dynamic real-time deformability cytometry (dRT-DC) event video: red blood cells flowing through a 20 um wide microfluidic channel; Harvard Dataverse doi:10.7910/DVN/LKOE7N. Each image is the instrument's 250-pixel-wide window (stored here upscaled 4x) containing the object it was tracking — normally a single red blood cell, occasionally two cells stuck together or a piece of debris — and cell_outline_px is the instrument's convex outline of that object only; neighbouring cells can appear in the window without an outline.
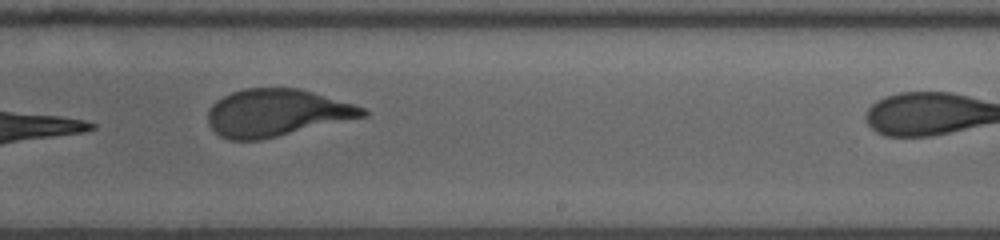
{"species": "human", "species_latin": "Homo sapiens", "temperature_condition": "room temperature", "stored_images_in_passage": 18, "camera_frame_rate_fps": 3000, "um_per_image_px": 0.085, "donor": {"sex": "male"}, "frame": {"image": 1, "passage_image": 16, "time_ms": 10.667, "image_size_px": [1000, 240], "cell_outline_px": [[368, 116], [260, 140], [228, 140], [220, 136], [208, 124], [208, 112], [212, 104], [216, 100], [232, 92], [244, 88], [300, 88], [352, 104], [364, 108], [368, 112]], "centroid_in_image_um": [23.49, 9.59], "position_along_channel_um": 265.5, "area_um2": 42.48}}